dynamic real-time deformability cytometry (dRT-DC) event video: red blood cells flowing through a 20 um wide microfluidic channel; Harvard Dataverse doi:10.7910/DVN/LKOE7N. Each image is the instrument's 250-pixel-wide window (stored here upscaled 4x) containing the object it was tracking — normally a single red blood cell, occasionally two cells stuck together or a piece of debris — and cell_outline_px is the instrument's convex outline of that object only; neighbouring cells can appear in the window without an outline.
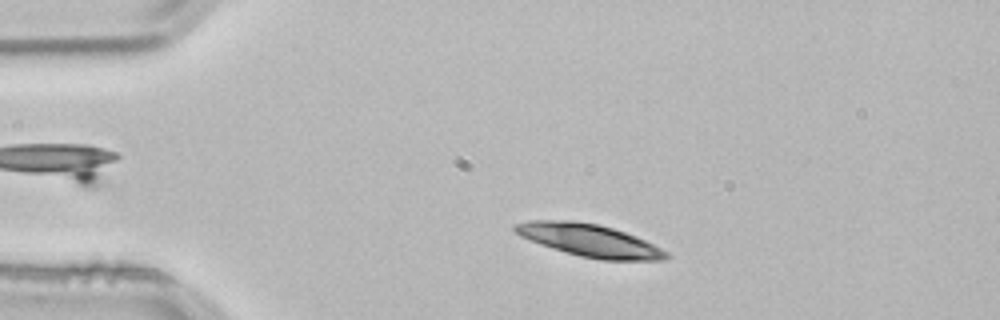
{"species": "common noctule bat (a hibernating species)", "species_latin": "Nyctalus noctula", "temperature_condition": "room temperature", "stored_images_in_passage": 43, "camera_frame_rate_fps": 3000, "um_per_image_px": 0.085, "animal": {"sex": "male", "body_mass_g": 21.5, "forearm_length_mm": 52.0}, "frame": {"image": 1, "passage_image": 7, "time_ms": 2.0, "image_size_px": [1000, 320], "cell_outline_px": [[672, 256], [664, 260], [600, 260], [580, 256], [564, 252], [540, 244], [520, 236], [512, 228], [512, 224], [528, 220], [572, 220], [600, 224], [636, 236], [668, 252]], "centroid_in_image_um": [50.08, 20.42], "position_along_channel_um": 34.9, "area_um2": 28.78}}